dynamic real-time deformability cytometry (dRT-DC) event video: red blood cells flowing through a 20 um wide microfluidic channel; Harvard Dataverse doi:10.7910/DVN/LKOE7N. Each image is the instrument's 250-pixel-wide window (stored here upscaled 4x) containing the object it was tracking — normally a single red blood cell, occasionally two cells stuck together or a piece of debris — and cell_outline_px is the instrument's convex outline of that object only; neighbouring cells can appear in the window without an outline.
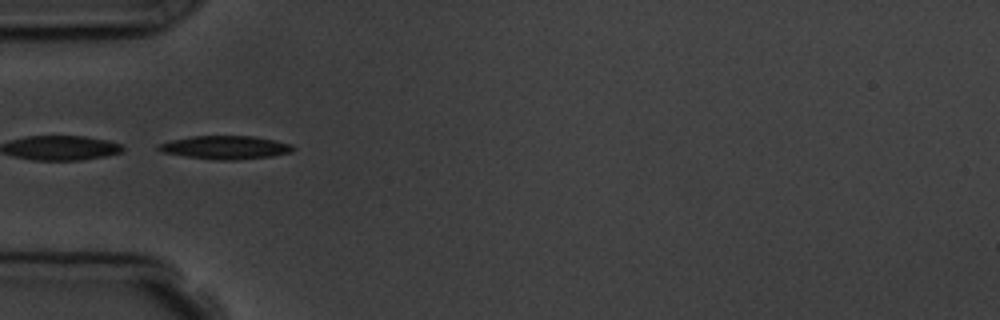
{"species": "common noctule bat (a hibernating species)", "species_latin": "Nyctalus noctula", "temperature_condition": "room temperature", "stored_images_in_passage": 6, "camera_frame_rate_fps": 3000, "um_per_image_px": 0.085, "animal": {"sex": "male", "body_mass_g": 19.5, "forearm_length_mm": 54.6}, "frame": {"image": 1, "passage_image": 6, "time_ms": 5.333, "image_size_px": [1000, 320], "cell_outline_px": [[296, 148], [292, 152], [272, 156], [236, 160], [216, 160], [184, 156], [164, 152], [156, 148], [156, 144], [172, 140], [192, 136], [252, 136], [292, 144]], "centroid_in_image_um": [19.16, 12.53], "position_along_channel_um": 65.8, "area_um2": 18.26}}